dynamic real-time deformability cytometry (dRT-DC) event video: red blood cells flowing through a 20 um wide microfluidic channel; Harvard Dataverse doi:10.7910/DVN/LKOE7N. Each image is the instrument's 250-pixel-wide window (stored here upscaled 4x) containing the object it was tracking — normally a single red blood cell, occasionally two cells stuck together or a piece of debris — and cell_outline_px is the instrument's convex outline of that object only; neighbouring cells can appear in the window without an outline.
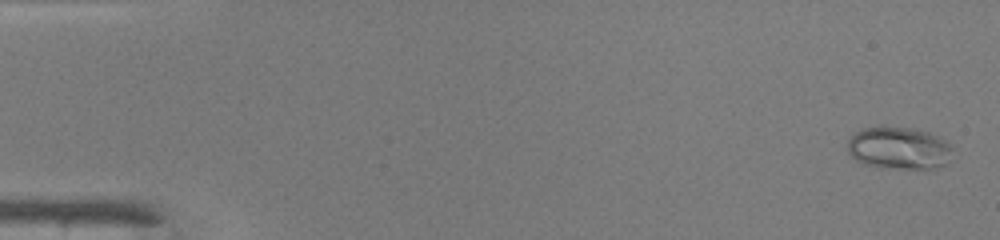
{"species": "common noctule bat (a hibernating species)", "species_latin": "Nyctalus noctula", "temperature_condition": "warm", "stored_images_in_passage": 46, "camera_frame_rate_fps": 3000, "um_per_image_px": 0.085, "animal": {"sex": "male", "body_mass_g": 19.0, "forearm_length_mm": 50.8}, "frame": {"image": 1, "passage_image": 2, "time_ms": 0.333, "image_size_px": [1000, 240], "cell_outline_px": [[952, 148], [944, 164], [936, 168], [896, 168], [864, 164], [856, 160], [848, 152], [848, 140], [856, 132], [864, 128], [912, 128], [928, 132], [952, 144]], "centroid_in_image_um": [76.4, 12.59], "position_along_channel_um": 8.6, "area_um2": 25.2}}
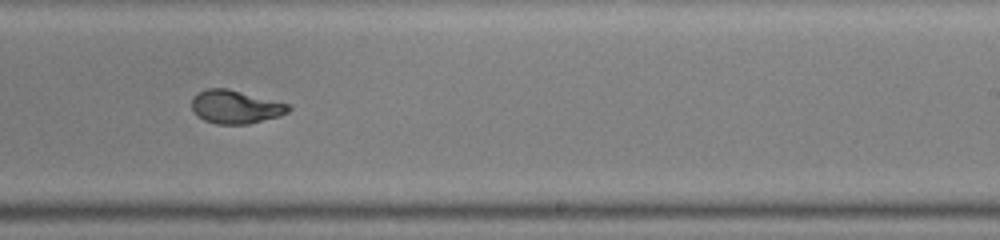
{"frame": {"image": 2, "passage_image": 31, "time_ms": 10.0, "image_size_px": [1000, 240], "cell_outline_px": [[292, 108], [288, 112], [280, 116], [248, 124], [216, 124], [204, 120], [196, 116], [192, 108], [192, 100], [200, 92], [208, 88], [228, 88], [288, 104]], "centroid_in_image_um": [20.02, 9.09], "position_along_channel_um": 269.0, "area_um2": 18.67}}
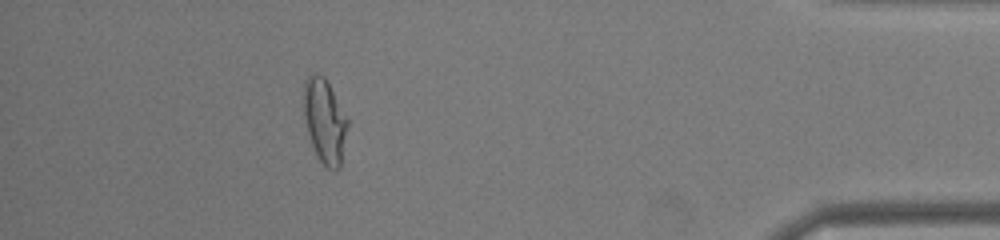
{"frame": {"image": 3, "passage_image": 44, "time_ms": 14.333, "image_size_px": [1000, 240], "cell_outline_px": [[348, 124], [340, 168], [328, 168], [320, 160], [312, 144], [308, 132], [304, 116], [304, 80], [308, 76], [316, 72], [324, 76], [348, 120]], "centroid_in_image_um": [27.59, 10.25], "position_along_channel_um": 407.6, "area_um2": 21.04}}